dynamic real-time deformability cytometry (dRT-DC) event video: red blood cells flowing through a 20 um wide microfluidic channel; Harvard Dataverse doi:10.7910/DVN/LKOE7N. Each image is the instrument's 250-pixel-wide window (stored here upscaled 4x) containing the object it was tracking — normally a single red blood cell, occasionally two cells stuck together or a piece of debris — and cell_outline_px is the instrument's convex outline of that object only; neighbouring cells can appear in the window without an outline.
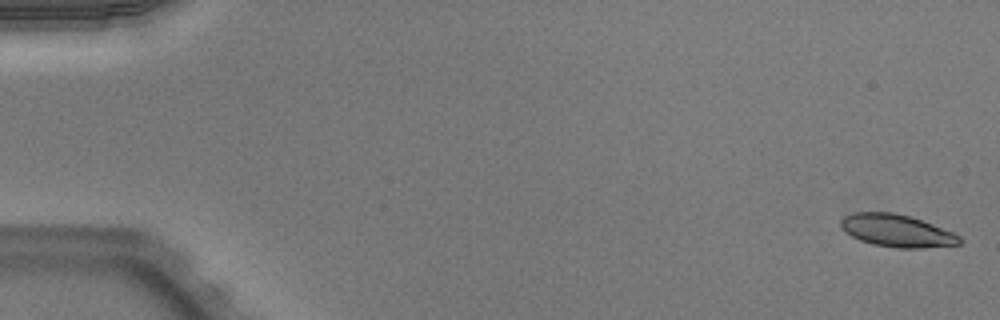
{"species": "Egyptian fruit bat (a non-hibernating species)", "species_latin": "Rousettus aegyptiacus", "temperature_condition": "warm", "stored_images_in_passage": 17, "camera_frame_rate_fps": 3000, "um_per_image_px": 0.085, "animal": {"sex": "male"}, "frame": {"image": 1, "passage_image": 1, "time_ms": 0.0, "image_size_px": [1000, 320], "cell_outline_px": [[964, 240], [960, 244], [924, 248], [896, 248], [872, 244], [860, 240], [844, 232], [840, 228], [840, 220], [844, 216], [852, 212], [892, 212], [908, 216], [932, 224], [952, 232], [960, 236]], "centroid_in_image_um": [76.2, 19.61], "position_along_channel_um": 8.8, "area_um2": 22.54}}